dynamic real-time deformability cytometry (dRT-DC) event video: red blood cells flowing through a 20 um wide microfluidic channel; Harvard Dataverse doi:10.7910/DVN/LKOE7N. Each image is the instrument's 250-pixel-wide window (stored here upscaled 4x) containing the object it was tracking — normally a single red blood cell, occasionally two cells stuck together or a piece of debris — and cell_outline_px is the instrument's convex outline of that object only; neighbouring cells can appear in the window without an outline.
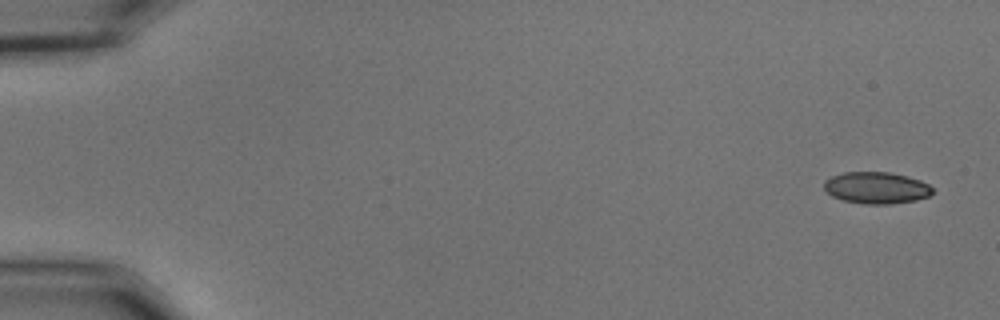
{"species": "common noctule bat (a hibernating species)", "species_latin": "Nyctalus noctula", "temperature_condition": "cold", "stored_images_in_passage": 7, "camera_frame_rate_fps": 3000, "um_per_image_px": 0.085, "animal": {"sex": "male", "body_mass_g": 15.6}, "frame": {"image": 1, "passage_image": 1, "time_ms": 0.0, "image_size_px": [1000, 320], "cell_outline_px": [[932, 192], [928, 196], [916, 200], [892, 204], [864, 204], [844, 200], [832, 196], [824, 188], [824, 180], [832, 176], [844, 172], [888, 172], [908, 176], [920, 180], [928, 184], [932, 188]], "centroid_in_image_um": [74.49, 15.96], "position_along_channel_um": 10.5, "area_um2": 20.0}}